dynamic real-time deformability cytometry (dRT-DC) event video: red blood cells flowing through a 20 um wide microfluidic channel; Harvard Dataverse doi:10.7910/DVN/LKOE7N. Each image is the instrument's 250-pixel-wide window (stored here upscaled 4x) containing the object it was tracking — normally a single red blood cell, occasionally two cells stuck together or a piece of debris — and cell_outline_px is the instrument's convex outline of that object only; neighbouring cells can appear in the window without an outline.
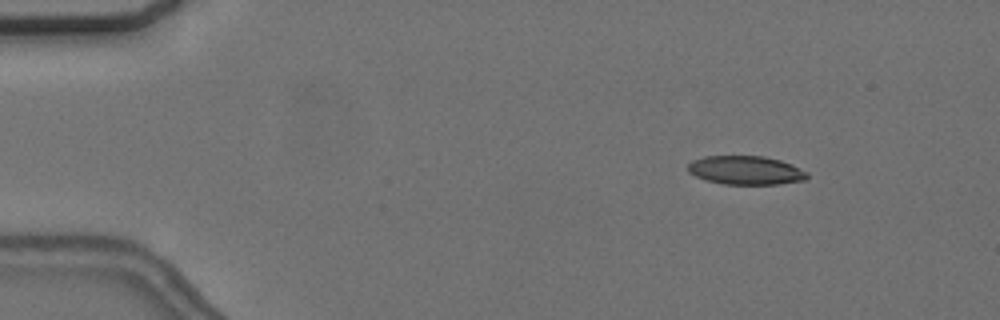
{"species": "common noctule bat (a hibernating species)", "species_latin": "Nyctalus noctula", "temperature_condition": "cold", "stored_images_in_passage": 23, "camera_frame_rate_fps": 3000, "um_per_image_px": 0.085, "animal": {"sex": "female", "body_mass_g": 24.6, "forearm_length_mm": 56.2}, "frame": {"image": 1, "passage_image": 8, "time_ms": 2.333, "image_size_px": [1000, 320], "cell_outline_px": [[808, 176], [804, 180], [776, 184], [724, 184], [704, 180], [688, 172], [688, 164], [692, 160], [704, 156], [764, 156], [780, 160], [792, 164], [808, 172]], "centroid_in_image_um": [63.37, 14.47], "position_along_channel_um": 21.6, "area_um2": 20.0}}